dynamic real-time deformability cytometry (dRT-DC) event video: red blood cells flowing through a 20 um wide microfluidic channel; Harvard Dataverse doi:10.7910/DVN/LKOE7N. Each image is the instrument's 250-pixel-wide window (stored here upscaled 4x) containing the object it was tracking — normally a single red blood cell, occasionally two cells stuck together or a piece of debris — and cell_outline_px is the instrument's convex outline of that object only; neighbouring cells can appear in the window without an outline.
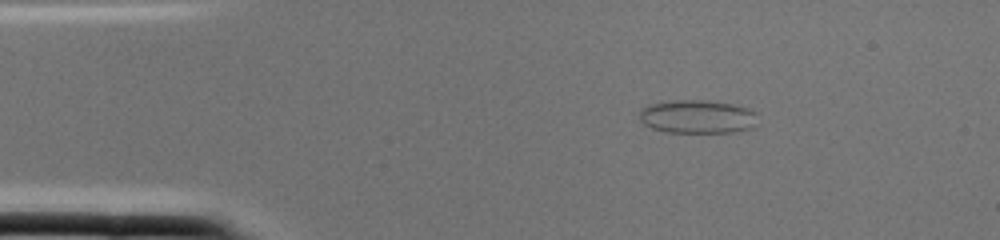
{"species": "common noctule bat (a hibernating species)", "species_latin": "Nyctalus noctula", "temperature_condition": "cold", "stored_images_in_passage": 1, "camera_frame_rate_fps": 3000, "um_per_image_px": 0.085, "animal": {"sex": "female", "body_mass_g": 22.0, "forearm_length_mm": 56.7}, "frame": {"image": 1, "passage_image": 1, "time_ms": 0.0, "image_size_px": [1000, 240], "cell_outline_px": [[756, 112], [752, 128], [736, 132], [664, 132], [652, 128], [644, 124], [640, 120], [640, 112], [648, 104], [676, 100], [704, 100], [732, 104], [748, 108]], "centroid_in_image_um": [59.26, 9.92], "position_along_channel_um": 25.7, "area_um2": 22.89}}